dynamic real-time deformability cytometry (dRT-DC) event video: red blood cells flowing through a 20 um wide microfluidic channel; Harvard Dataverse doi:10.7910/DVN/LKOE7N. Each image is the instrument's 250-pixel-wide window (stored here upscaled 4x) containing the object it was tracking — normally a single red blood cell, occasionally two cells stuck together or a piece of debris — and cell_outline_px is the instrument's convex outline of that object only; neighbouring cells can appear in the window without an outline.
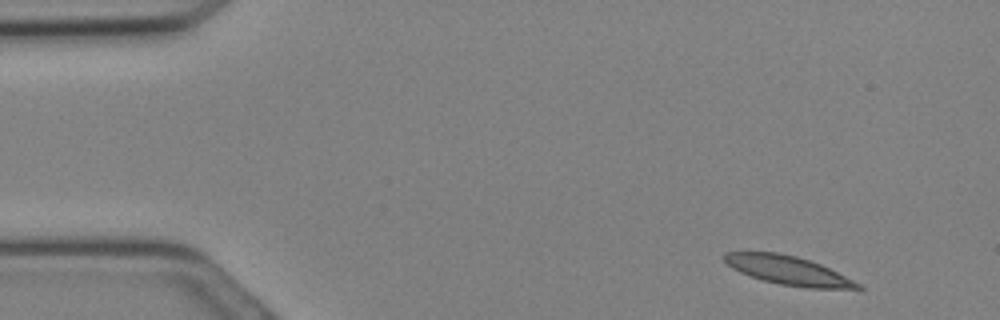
{"species": "Egyptian fruit bat (a non-hibernating species)", "species_latin": "Rousettus aegyptiacus", "temperature_condition": "cold", "stored_images_in_passage": 12, "camera_frame_rate_fps": 3000, "um_per_image_px": 0.085, "animal": {"sex": "female"}, "frame": {"image": 1, "passage_image": 2, "time_ms": 0.333, "image_size_px": [1000, 320], "cell_outline_px": [[864, 288], [808, 288], [780, 284], [764, 280], [740, 272], [732, 268], [724, 260], [724, 252], [776, 252], [796, 256], [820, 264], [860, 284]], "centroid_in_image_um": [66.95, 22.97], "position_along_channel_um": 18.1, "area_um2": 21.79}}
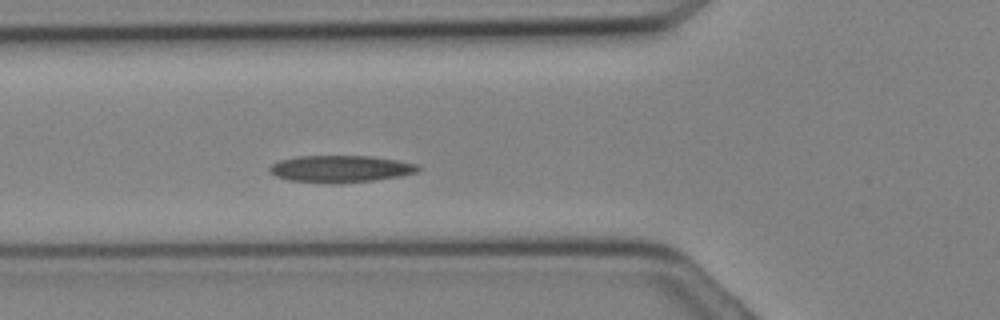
{"frame": {"image": 2, "passage_image": 10, "time_ms": 3.0, "image_size_px": [1000, 320], "cell_outline_px": [[420, 168], [416, 172], [400, 176], [372, 180], [332, 184], [288, 180], [276, 176], [268, 168], [272, 164], [280, 160], [296, 156], [372, 156], [396, 160], [416, 164]], "centroid_in_image_um": [28.91, 14.35], "position_along_channel_um": 96.9, "area_um2": 23.18}}
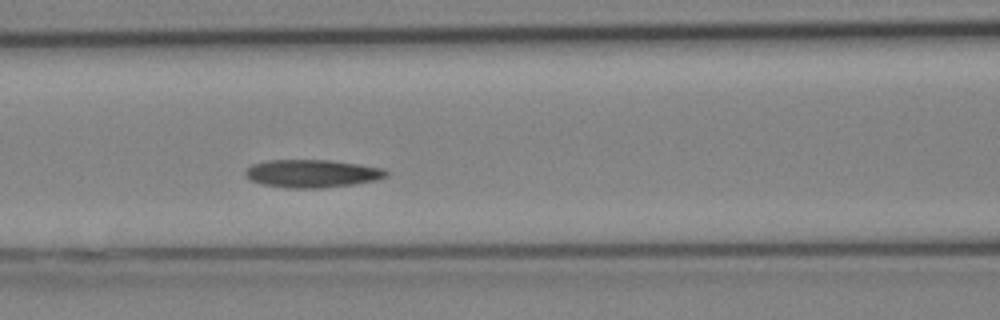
{"frame": {"image": 3, "passage_image": 12, "time_ms": 3.667, "image_size_px": [1000, 320], "cell_outline_px": [[388, 176], [376, 180], [352, 184], [320, 188], [284, 188], [264, 184], [252, 180], [244, 172], [252, 164], [268, 160], [328, 160], [360, 164], [384, 168], [388, 172]], "centroid_in_image_um": [26.56, 14.74], "position_along_channel_um": 140.0, "area_um2": 22.77}}